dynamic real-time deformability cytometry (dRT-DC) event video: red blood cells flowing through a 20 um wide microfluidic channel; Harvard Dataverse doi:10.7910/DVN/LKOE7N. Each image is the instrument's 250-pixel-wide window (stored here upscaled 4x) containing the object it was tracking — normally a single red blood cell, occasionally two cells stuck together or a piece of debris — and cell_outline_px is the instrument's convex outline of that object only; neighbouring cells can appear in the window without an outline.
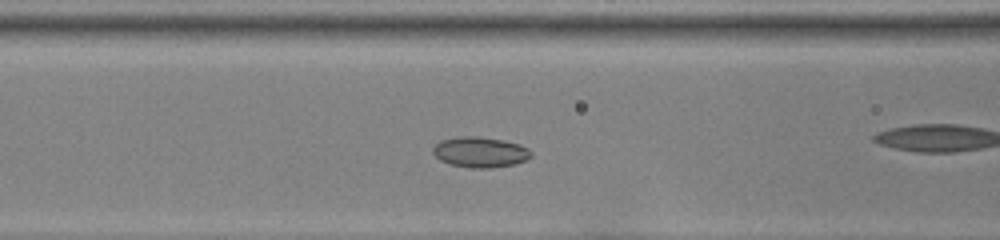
{"species": "common noctule bat (a hibernating species)", "species_latin": "Nyctalus noctula", "temperature_condition": "room temperature", "stored_images_in_passage": 29, "camera_frame_rate_fps": 3000, "um_per_image_px": 0.085, "animal": {"sex": "female", "body_mass_g": 22.0, "forearm_length_mm": 56.7}, "frame": {"image": 1, "passage_image": 7, "time_ms": 2.0, "image_size_px": [1000, 240], "cell_outline_px": [[532, 156], [528, 160], [516, 164], [488, 168], [472, 168], [452, 164], [440, 160], [432, 152], [432, 148], [440, 140], [460, 136], [476, 136], [504, 140], [520, 144], [528, 148], [532, 152]], "centroid_in_image_um": [40.85, 12.92], "position_along_channel_um": 125.8, "area_um2": 17.57}}
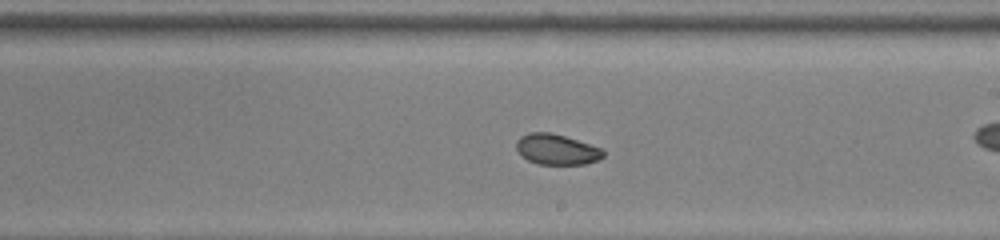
{"frame": {"image": 2, "passage_image": 16, "time_ms": 5.0, "image_size_px": [1000, 240], "cell_outline_px": [[604, 156], [596, 160], [584, 164], [540, 164], [528, 160], [520, 156], [516, 148], [516, 140], [520, 136], [528, 132], [552, 132], [600, 148], [604, 152]], "centroid_in_image_um": [47.24, 12.69], "position_along_channel_um": 241.8, "area_um2": 15.37}}
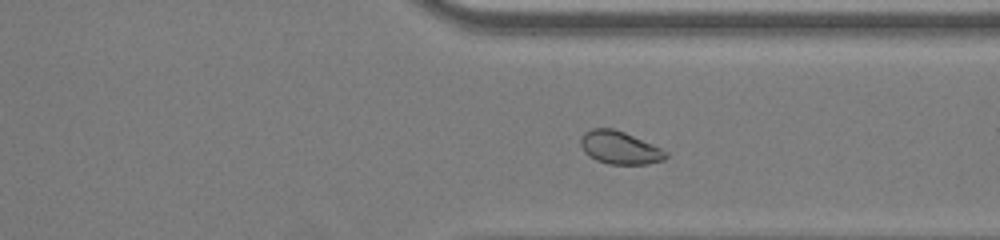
{"frame": {"image": 3, "passage_image": 25, "time_ms": 8.0, "image_size_px": [1000, 240], "cell_outline_px": [[668, 156], [664, 160], [648, 164], [608, 164], [596, 160], [588, 156], [584, 152], [580, 144], [580, 140], [584, 132], [592, 128], [612, 128], [624, 132], [652, 144], [668, 152]], "centroid_in_image_um": [52.66, 12.56], "position_along_channel_um": 358.7, "area_um2": 16.36}}